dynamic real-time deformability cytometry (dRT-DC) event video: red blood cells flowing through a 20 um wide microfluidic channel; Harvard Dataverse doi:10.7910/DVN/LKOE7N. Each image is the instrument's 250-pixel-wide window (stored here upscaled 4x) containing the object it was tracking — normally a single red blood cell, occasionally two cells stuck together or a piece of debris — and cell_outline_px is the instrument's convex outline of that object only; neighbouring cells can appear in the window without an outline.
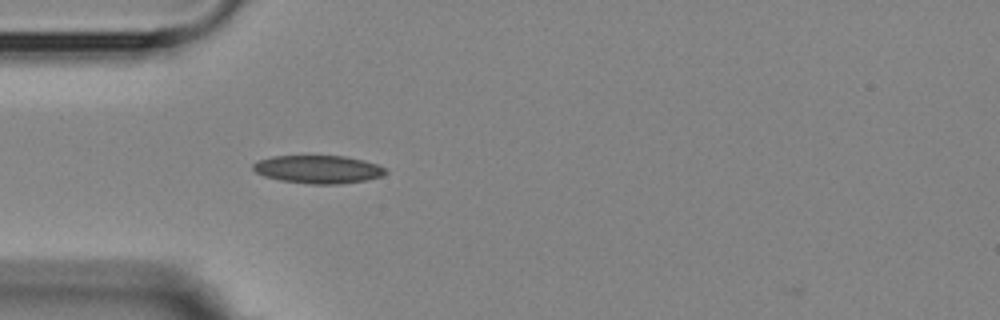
{"species": "Egyptian fruit bat (a non-hibernating species)", "species_latin": "Rousettus aegyptiacus", "temperature_condition": "room temperature", "stored_images_in_passage": 3, "camera_frame_rate_fps": 3000, "um_per_image_px": 0.085, "animal": {"sex": "female"}, "frame": {"image": 1, "passage_image": 3, "time_ms": 3.667, "image_size_px": [1000, 320], "cell_outline_px": [[388, 172], [384, 176], [368, 180], [340, 184], [308, 184], [280, 180], [264, 176], [256, 172], [252, 168], [252, 164], [260, 160], [272, 156], [344, 156], [364, 160], [376, 164], [384, 168]], "centroid_in_image_um": [27.07, 14.4], "position_along_channel_um": 57.9, "area_um2": 21.73}}